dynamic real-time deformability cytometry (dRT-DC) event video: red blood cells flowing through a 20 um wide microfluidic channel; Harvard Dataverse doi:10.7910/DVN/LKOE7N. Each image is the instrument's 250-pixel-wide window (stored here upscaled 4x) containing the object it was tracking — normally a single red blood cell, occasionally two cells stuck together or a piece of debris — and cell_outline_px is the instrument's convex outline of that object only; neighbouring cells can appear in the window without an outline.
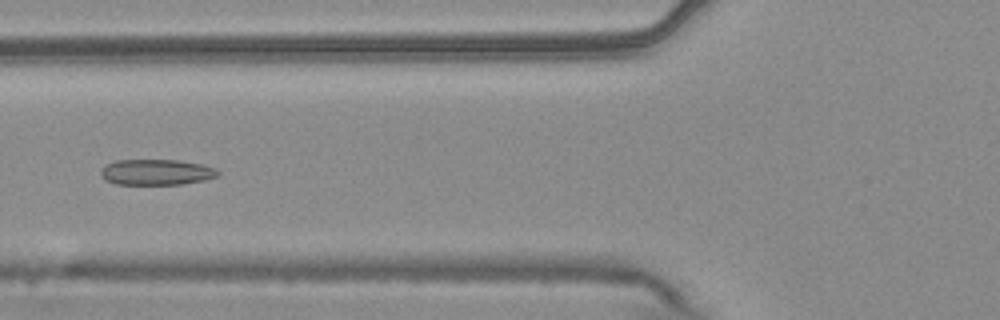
{"species": "common noctule bat (a hibernating species)", "species_latin": "Nyctalus noctula", "temperature_condition": "warm", "stored_images_in_passage": 31, "camera_frame_rate_fps": 3000, "um_per_image_px": 0.085, "animal": {"sex": "male", "body_mass_g": 20.4}, "frame": {"image": 1, "passage_image": 17, "time_ms": 5.333, "image_size_px": [1000, 320], "cell_outline_px": [[220, 176], [204, 180], [184, 184], [116, 184], [104, 180], [100, 176], [100, 172], [108, 164], [116, 160], [180, 160], [204, 164], [216, 168], [220, 172]], "centroid_in_image_um": [13.35, 14.63], "position_along_channel_um": 112.4, "area_um2": 17.74}}